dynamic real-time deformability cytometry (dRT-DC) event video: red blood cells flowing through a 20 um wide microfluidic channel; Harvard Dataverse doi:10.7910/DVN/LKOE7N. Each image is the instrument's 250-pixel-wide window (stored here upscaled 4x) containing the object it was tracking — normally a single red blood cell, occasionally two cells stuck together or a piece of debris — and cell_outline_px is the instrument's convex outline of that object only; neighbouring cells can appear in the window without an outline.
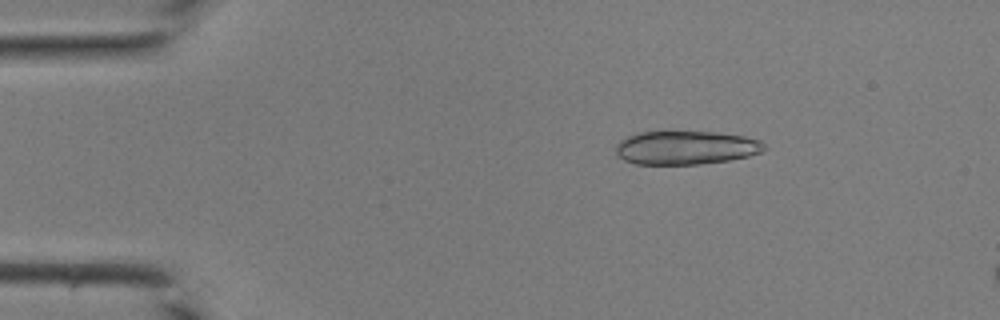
{"species": "common noctule bat (a hibernating species)", "species_latin": "Nyctalus noctula", "temperature_condition": "room temperature", "stored_images_in_passage": 12, "camera_frame_rate_fps": 3000, "um_per_image_px": 0.085, "animal": {"sex": "male", "body_mass_g": 19.0, "forearm_length_mm": 50.8}, "frame": {"image": 1, "passage_image": 7, "time_ms": 2.0, "image_size_px": [1000, 320], "cell_outline_px": [[768, 148], [760, 152], [748, 156], [728, 160], [700, 164], [636, 164], [624, 160], [616, 156], [616, 144], [620, 140], [636, 132], [716, 132], [744, 136], [760, 140]], "centroid_in_image_um": [58.28, 12.55], "position_along_channel_um": 26.7, "area_um2": 29.13}}